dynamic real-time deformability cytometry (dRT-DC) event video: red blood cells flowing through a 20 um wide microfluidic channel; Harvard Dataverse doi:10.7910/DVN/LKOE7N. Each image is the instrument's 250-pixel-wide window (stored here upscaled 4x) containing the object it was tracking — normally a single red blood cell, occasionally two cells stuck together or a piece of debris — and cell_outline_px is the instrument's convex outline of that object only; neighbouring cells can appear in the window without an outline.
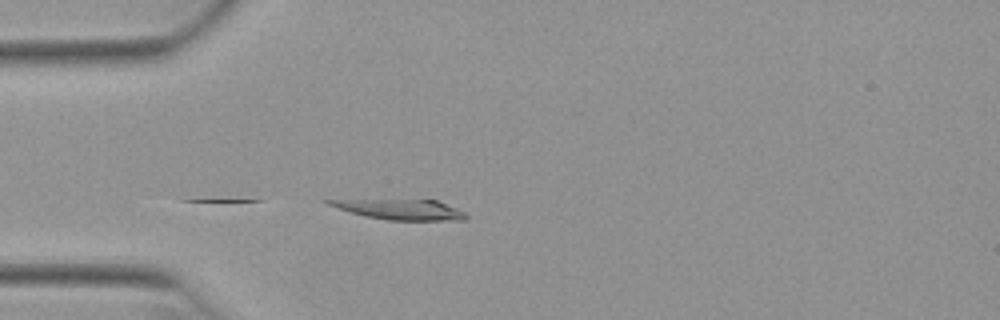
{"species": "Egyptian fruit bat (a non-hibernating species)", "species_latin": "Rousettus aegyptiacus", "temperature_condition": "warm", "stored_images_in_passage": 15, "camera_frame_rate_fps": 3000, "um_per_image_px": 0.085, "animal": {"sex": "female"}, "frame": {"image": 1, "passage_image": 15, "time_ms": 4.667, "image_size_px": [1000, 320], "cell_outline_px": [[468, 220], [388, 220], [364, 216], [328, 204], [320, 200], [436, 200], [456, 208], [464, 212], [468, 216]], "centroid_in_image_um": [34.11, 17.81], "position_along_channel_um": 50.9, "area_um2": 15.84}}